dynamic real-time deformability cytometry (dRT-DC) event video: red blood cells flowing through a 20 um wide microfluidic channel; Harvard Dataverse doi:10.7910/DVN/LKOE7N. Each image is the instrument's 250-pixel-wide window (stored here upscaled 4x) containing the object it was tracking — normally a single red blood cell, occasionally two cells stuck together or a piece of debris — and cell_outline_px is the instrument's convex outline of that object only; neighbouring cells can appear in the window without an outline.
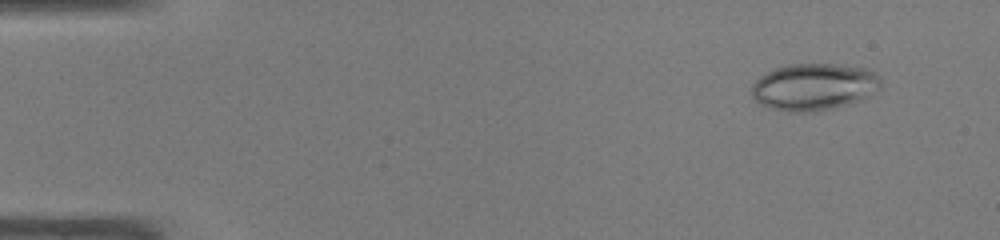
{"species": "common noctule bat (a hibernating species)", "species_latin": "Nyctalus noctula", "temperature_condition": "warm", "stored_images_in_passage": 47, "camera_frame_rate_fps": 3000, "um_per_image_px": 0.085, "animal": {"sex": "male", "body_mass_g": 19.0, "forearm_length_mm": 50.8}, "frame": {"image": 1, "passage_image": 4, "time_ms": 1.0, "image_size_px": [1000, 240], "cell_outline_px": [[880, 88], [860, 100], [836, 108], [820, 112], [788, 112], [772, 108], [760, 104], [752, 96], [752, 84], [760, 76], [776, 68], [788, 64], [836, 64], [864, 68], [880, 76]], "centroid_in_image_um": [69.17, 7.4], "position_along_channel_um": 15.8, "area_um2": 35.37}}
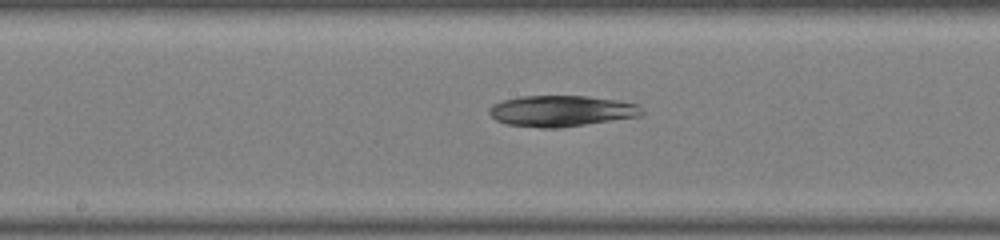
{"frame": {"image": 2, "passage_image": 25, "time_ms": 8.0, "image_size_px": [1000, 240], "cell_outline_px": [[644, 112], [640, 116], [560, 128], [540, 128], [508, 124], [496, 120], [488, 112], [488, 108], [492, 104], [504, 100], [520, 96], [588, 96], [616, 100], [636, 104], [644, 108]], "centroid_in_image_um": [47.71, 9.43], "position_along_channel_um": 200.5, "area_um2": 27.63}}
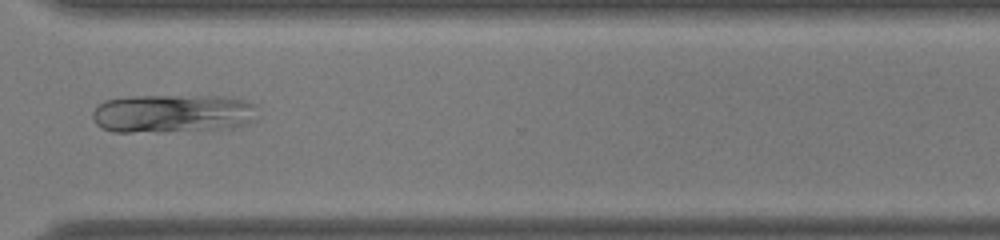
{"frame": {"image": 3, "passage_image": 36, "time_ms": 11.667, "image_size_px": [1000, 240], "cell_outline_px": [[260, 108], [252, 120], [248, 124], [232, 128], [160, 132], [112, 132], [96, 124], [92, 116], [92, 112], [104, 100], [128, 96], [220, 96], [244, 100]], "centroid_in_image_um": [14.68, 9.65], "position_along_channel_um": 355.9, "area_um2": 37.34}}